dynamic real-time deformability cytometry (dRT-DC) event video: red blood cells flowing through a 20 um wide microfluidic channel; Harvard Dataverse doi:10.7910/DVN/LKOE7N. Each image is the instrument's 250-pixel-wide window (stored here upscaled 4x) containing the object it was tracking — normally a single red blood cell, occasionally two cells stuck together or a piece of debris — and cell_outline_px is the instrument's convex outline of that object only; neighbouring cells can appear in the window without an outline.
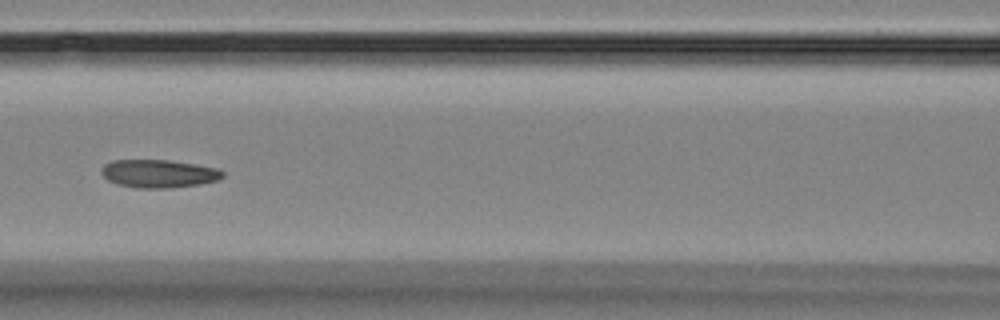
{"species": "Egyptian fruit bat (a non-hibernating species)", "species_latin": "Rousettus aegyptiacus", "temperature_condition": "room temperature", "stored_images_in_passage": 10, "camera_frame_rate_fps": 3000, "um_per_image_px": 0.085, "animal": {"sex": "female"}, "frame": {"image": 1, "passage_image": 7, "time_ms": 8.0, "image_size_px": [1000, 320], "cell_outline_px": [[224, 176], [220, 180], [200, 184], [172, 188], [136, 188], [116, 184], [108, 180], [100, 172], [104, 164], [112, 160], [168, 160], [196, 164], [216, 168], [224, 172]], "centroid_in_image_um": [13.5, 14.76], "position_along_channel_um": 153.1, "area_um2": 20.0}}
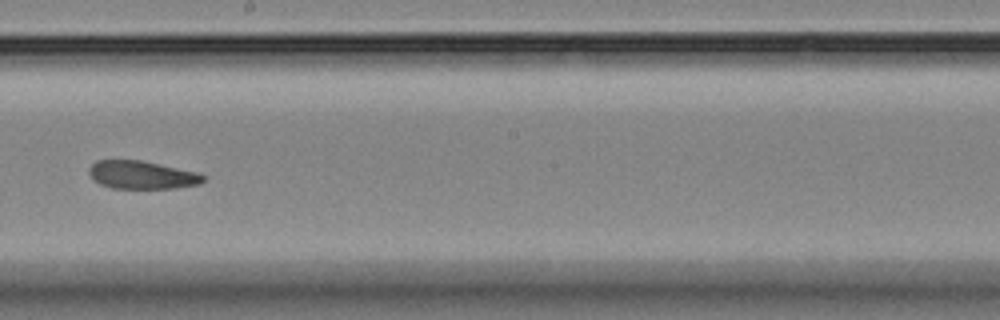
{"frame": {"image": 2, "passage_image": 9, "time_ms": 10.333, "image_size_px": [1000, 320], "cell_outline_px": [[204, 180], [200, 184], [176, 188], [112, 188], [100, 184], [92, 180], [88, 172], [88, 168], [96, 160], [140, 160], [196, 172], [204, 176]], "centroid_in_image_um": [12.01, 14.87], "position_along_channel_um": 236.2, "area_um2": 18.61}}
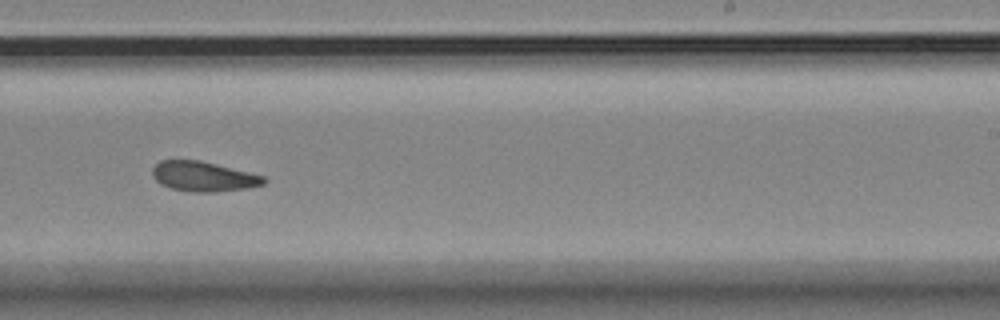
{"frame": {"image": 3, "passage_image": 10, "time_ms": 11.333, "image_size_px": [1000, 320], "cell_outline_px": [[268, 180], [264, 184], [248, 188], [216, 192], [192, 192], [172, 188], [160, 184], [152, 176], [152, 168], [160, 160], [200, 160], [264, 176]], "centroid_in_image_um": [17.29, 15.0], "position_along_channel_um": 271.7, "area_um2": 19.42}}